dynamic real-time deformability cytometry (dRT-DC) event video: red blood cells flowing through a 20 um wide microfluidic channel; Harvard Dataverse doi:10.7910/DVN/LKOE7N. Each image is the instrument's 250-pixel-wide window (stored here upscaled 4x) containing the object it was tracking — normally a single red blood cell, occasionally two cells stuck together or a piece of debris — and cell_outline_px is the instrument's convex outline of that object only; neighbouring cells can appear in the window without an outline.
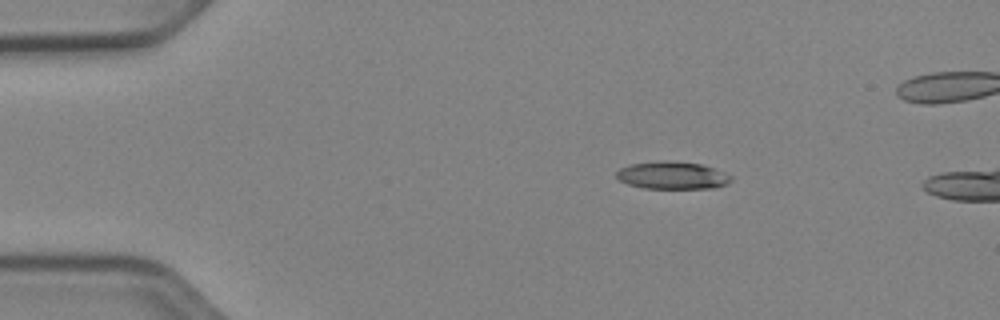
{"species": "Egyptian fruit bat (a non-hibernating species)", "species_latin": "Rousettus aegyptiacus", "temperature_condition": "cold", "stored_images_in_passage": 15, "camera_frame_rate_fps": 3000, "um_per_image_px": 0.085, "animal": {"sex": "female"}, "frame": {"image": 1, "passage_image": 9, "time_ms": 2.667, "image_size_px": [1000, 320], "cell_outline_px": [[732, 180], [724, 184], [712, 188], [644, 188], [628, 184], [620, 180], [616, 176], [616, 172], [620, 168], [632, 164], [664, 160], [700, 164], [724, 172], [732, 176]], "centroid_in_image_um": [57.13, 14.9], "position_along_channel_um": 27.9, "area_um2": 18.09}}